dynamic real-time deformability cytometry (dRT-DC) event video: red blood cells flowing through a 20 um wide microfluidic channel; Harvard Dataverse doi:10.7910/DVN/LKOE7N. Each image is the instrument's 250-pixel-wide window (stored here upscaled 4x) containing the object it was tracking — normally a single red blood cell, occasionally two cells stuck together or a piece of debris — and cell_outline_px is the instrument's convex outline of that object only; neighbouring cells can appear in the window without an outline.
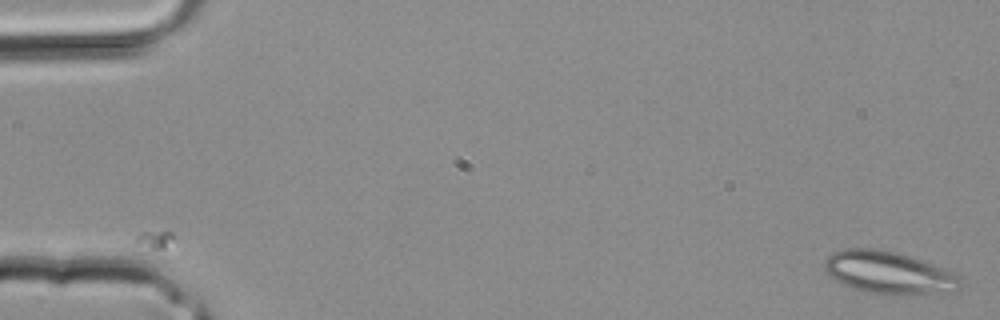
{"species": "common noctule bat (a hibernating species)", "species_latin": "Nyctalus noctula", "temperature_condition": "room temperature", "stored_images_in_passage": 2, "camera_frame_rate_fps": 3000, "um_per_image_px": 0.085, "animal": {"sex": "male", "body_mass_g": 20.4}, "frame": {"image": 1, "passage_image": 1, "time_ms": 0.0, "image_size_px": [1000, 320], "cell_outline_px": [[960, 288], [956, 292], [868, 292], [852, 288], [836, 280], [824, 268], [824, 260], [832, 252], [844, 248], [876, 248], [908, 256], [944, 268], [960, 276]], "centroid_in_image_um": [75.51, 23.13], "position_along_channel_um": 9.5, "area_um2": 32.48}}